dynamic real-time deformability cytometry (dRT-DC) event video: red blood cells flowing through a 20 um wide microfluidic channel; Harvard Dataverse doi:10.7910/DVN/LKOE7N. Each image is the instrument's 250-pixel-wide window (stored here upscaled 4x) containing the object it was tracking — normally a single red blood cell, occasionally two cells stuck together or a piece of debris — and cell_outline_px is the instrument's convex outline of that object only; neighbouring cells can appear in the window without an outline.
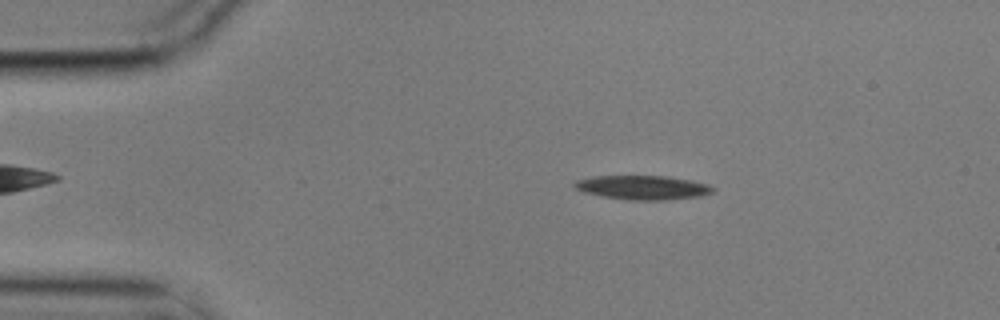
{"species": "common noctule bat (a hibernating species)", "species_latin": "Nyctalus noctula", "temperature_condition": "cold", "stored_images_in_passage": 6, "camera_frame_rate_fps": 3000, "um_per_image_px": 0.085, "animal": {"sex": "male", "body_mass_g": 17.9}, "frame": {"image": 1, "passage_image": 2, "time_ms": 0.333, "image_size_px": [1000, 320], "cell_outline_px": [[716, 188], [712, 192], [700, 196], [664, 200], [628, 200], [604, 196], [584, 192], [576, 188], [572, 184], [576, 180], [592, 176], [668, 176], [692, 180], [708, 184]], "centroid_in_image_um": [54.65, 15.93], "position_along_channel_um": 30.4, "area_um2": 19.42}}
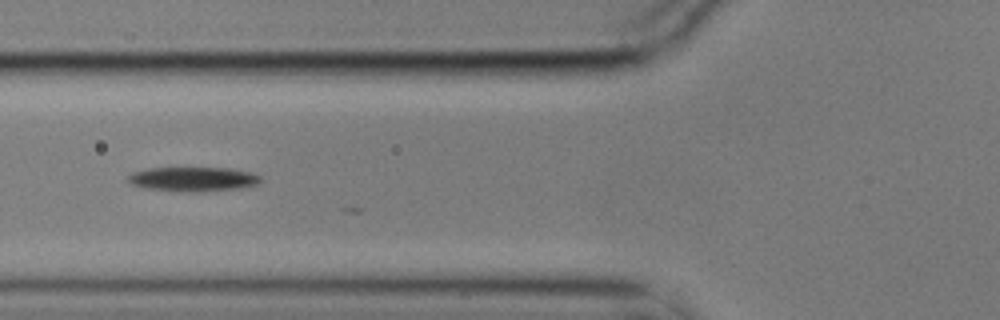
{"frame": {"image": 2, "passage_image": 5, "time_ms": 1.333, "image_size_px": [1000, 320], "cell_outline_px": [[260, 184], [240, 188], [200, 192], [144, 188], [132, 184], [124, 176], [132, 172], [148, 168], [228, 168], [252, 172], [260, 176]], "centroid_in_image_um": [16.41, 15.22], "position_along_channel_um": 109.4, "area_um2": 18.84}}
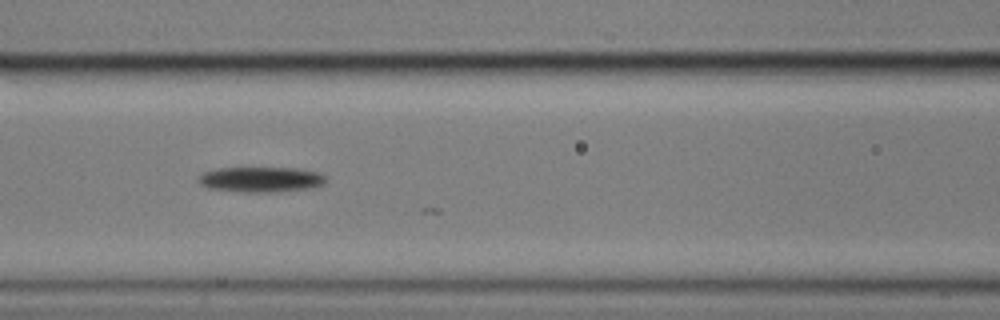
{"frame": {"image": 3, "passage_image": 6, "time_ms": 1.667, "image_size_px": [1000, 320], "cell_outline_px": [[328, 180], [324, 184], [308, 188], [276, 192], [240, 192], [208, 188], [200, 184], [196, 180], [196, 176], [204, 172], [220, 168], [296, 168], [320, 172], [328, 176]], "centroid_in_image_um": [22.18, 15.25], "position_along_channel_um": 144.4, "area_um2": 19.07}}